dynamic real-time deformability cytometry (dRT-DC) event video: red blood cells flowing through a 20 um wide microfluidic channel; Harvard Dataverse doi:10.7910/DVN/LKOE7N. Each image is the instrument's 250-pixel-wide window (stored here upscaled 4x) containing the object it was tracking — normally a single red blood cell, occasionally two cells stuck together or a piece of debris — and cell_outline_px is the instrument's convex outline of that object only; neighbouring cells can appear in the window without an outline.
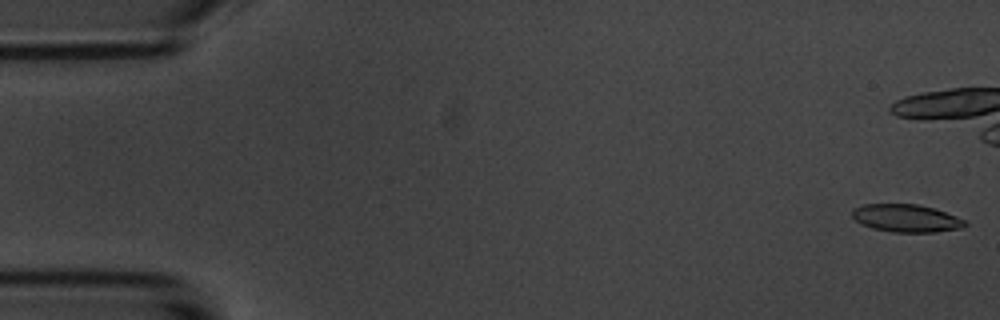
{"species": "common noctule bat (a hibernating species)", "species_latin": "Nyctalus noctula", "temperature_condition": "room temperature", "stored_images_in_passage": 16, "camera_frame_rate_fps": 3000, "um_per_image_px": 0.085, "animal": {"sex": "male", "body_mass_g": 20.1, "forearm_length_mm": 53.5}, "frame": {"image": 1, "passage_image": 1, "time_ms": 0.0, "image_size_px": [1000, 320], "cell_outline_px": [[968, 224], [964, 228], [936, 232], [892, 232], [872, 228], [856, 220], [852, 216], [852, 208], [864, 204], [916, 204], [936, 208], [956, 216], [964, 220]], "centroid_in_image_um": [77.06, 18.54], "position_along_channel_um": 7.9, "area_um2": 18.32}}